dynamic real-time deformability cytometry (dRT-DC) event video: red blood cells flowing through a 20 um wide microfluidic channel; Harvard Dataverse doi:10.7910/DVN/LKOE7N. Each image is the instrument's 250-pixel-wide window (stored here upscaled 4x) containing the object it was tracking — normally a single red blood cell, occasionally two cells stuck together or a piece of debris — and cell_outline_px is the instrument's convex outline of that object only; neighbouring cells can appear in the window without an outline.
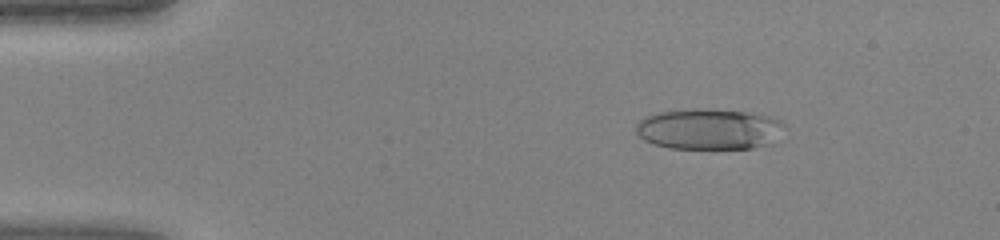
{"species": "human", "species_latin": "Homo sapiens", "temperature_condition": "warm", "stored_images_in_passage": 45, "camera_frame_rate_fps": 3000, "um_per_image_px": 0.085, "donor": {"sex": "female"}, "frame": {"image": 1, "passage_image": 7, "time_ms": 2.0, "image_size_px": [1000, 240], "cell_outline_px": [[784, 124], [764, 144], [752, 148], [668, 148], [652, 144], [644, 140], [636, 132], [636, 124], [644, 116], [660, 112], [692, 108], [708, 108], [752, 112], [768, 116], [780, 120]], "centroid_in_image_um": [60.13, 10.94], "position_along_channel_um": 24.9, "area_um2": 34.85}}
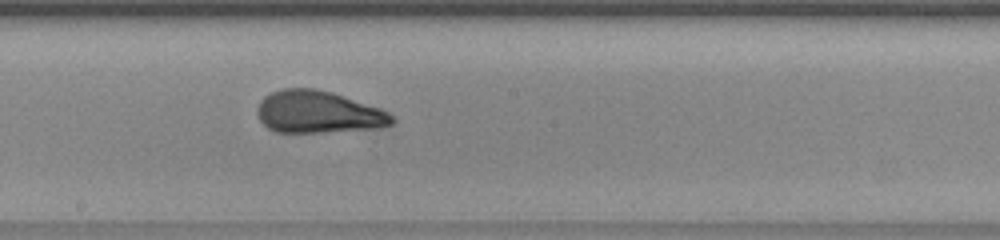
{"frame": {"image": 2, "passage_image": 25, "time_ms": 8.0, "image_size_px": [1000, 240], "cell_outline_px": [[396, 120], [392, 124], [380, 128], [324, 132], [276, 132], [268, 128], [260, 120], [256, 112], [256, 108], [260, 100], [264, 96], [272, 92], [284, 88], [316, 88], [332, 92], [380, 108], [388, 112]], "centroid_in_image_um": [27.04, 9.52], "position_along_channel_um": 221.2, "area_um2": 33.29}}
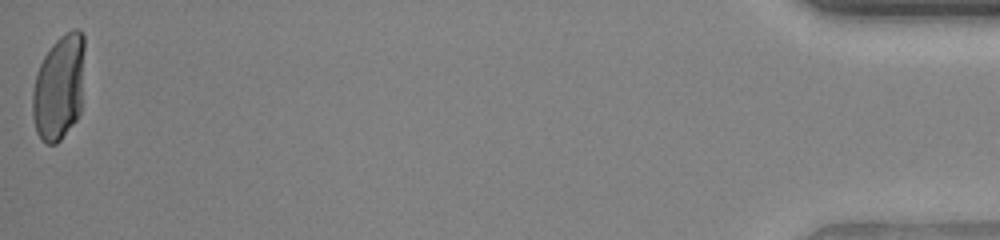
{"frame": {"image": 3, "passage_image": 45, "time_ms": 14.667, "image_size_px": [1000, 240], "cell_outline_px": [[84, 48], [80, 112], [76, 120], [60, 140], [56, 144], [48, 144], [40, 140], [36, 132], [32, 116], [32, 92], [36, 72], [44, 56], [52, 44], [60, 36], [72, 28], [80, 28], [84, 32]], "centroid_in_image_um": [5.0, 7.41], "position_along_channel_um": 430.2, "area_um2": 32.31}}